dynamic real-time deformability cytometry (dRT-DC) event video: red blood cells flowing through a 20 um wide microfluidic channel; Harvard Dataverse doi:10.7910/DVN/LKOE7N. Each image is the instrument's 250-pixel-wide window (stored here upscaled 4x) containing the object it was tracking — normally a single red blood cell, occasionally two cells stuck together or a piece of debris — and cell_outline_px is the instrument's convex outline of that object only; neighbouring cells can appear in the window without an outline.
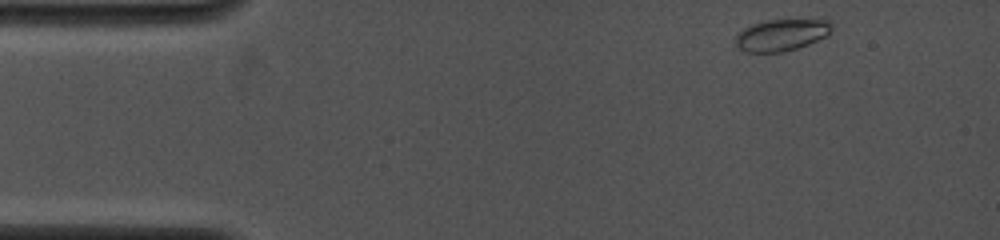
{"species": "common noctule bat (a hibernating species)", "species_latin": "Nyctalus noctula", "temperature_condition": "cold", "stored_images_in_passage": 67, "camera_frame_rate_fps": 4000, "um_per_image_px": 0.085, "animal": {"sex": "female", "body_mass_g": 19.0, "forearm_length_mm": 53.3}, "frame": {"image": 1, "passage_image": 1, "time_ms": 0.0, "image_size_px": [1000, 240], "cell_outline_px": [[832, 28], [828, 36], [808, 44], [784, 52], [744, 52], [736, 44], [736, 36], [744, 28], [752, 24], [768, 20], [824, 16], [828, 16], [832, 24]], "centroid_in_image_um": [66.56, 2.9], "position_along_channel_um": 18.4, "area_um2": 18.61}}
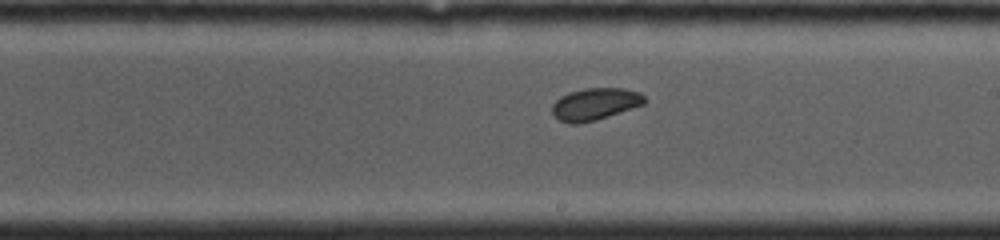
{"frame": {"image": 2, "passage_image": 36, "time_ms": 7.5, "image_size_px": [1000, 240], "cell_outline_px": [[644, 104], [596, 120], [580, 124], [568, 124], [560, 120], [552, 112], [552, 104], [560, 96], [568, 92], [584, 88], [624, 88], [640, 92], [644, 96]], "centroid_in_image_um": [50.55, 8.84], "position_along_channel_um": 238.5, "area_um2": 17.28}}
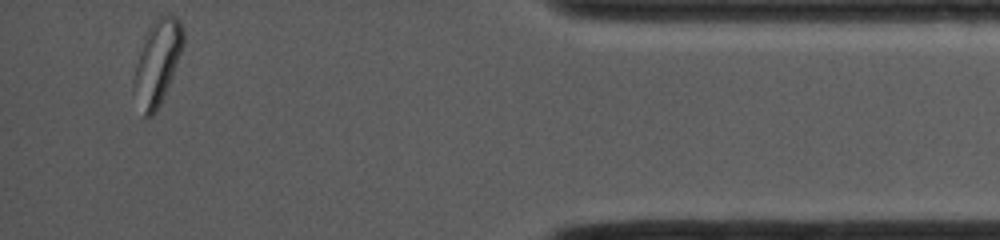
{"frame": {"image": 3, "passage_image": 67, "time_ms": 13.0, "image_size_px": [1000, 240], "cell_outline_px": [[184, 44], [164, 96], [156, 112], [152, 116], [144, 120], [132, 80], [136, 64], [140, 52], [152, 20], [160, 12], [168, 12], [176, 16], [180, 20], [184, 28]], "centroid_in_image_um": [13.4, 5.22], "position_along_channel_um": 421.8, "area_um2": 24.39}, "authors_computed_cell_mechanics": {"area_um2": 17.5712, "velocity_mm_per_s": 4.0384, "shape_relaxation_time_tau1_ms": 3.0786, "shape_relaxation_time_tau2_ms": null, "deformation_change_tau1": 0.092, "deformation_change_tau2": null}}